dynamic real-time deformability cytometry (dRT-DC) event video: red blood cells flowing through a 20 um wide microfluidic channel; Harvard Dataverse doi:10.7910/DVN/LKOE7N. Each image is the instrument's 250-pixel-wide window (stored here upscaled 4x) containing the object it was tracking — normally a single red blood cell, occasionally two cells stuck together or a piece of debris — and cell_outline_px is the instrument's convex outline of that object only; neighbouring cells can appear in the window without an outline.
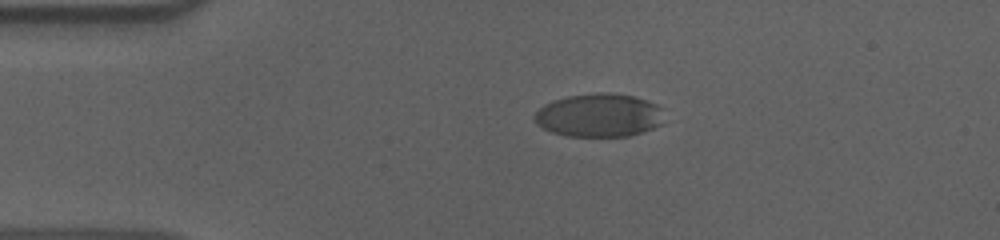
{"species": "human", "species_latin": "Homo sapiens", "temperature_condition": "cold", "stored_images_in_passage": 46, "camera_frame_rate_fps": 3000, "um_per_image_px": 0.085, "donor": {"sex": "male"}, "frame": {"image": 1, "passage_image": 1, "time_ms": 0.0, "image_size_px": [1000, 240], "cell_outline_px": [[664, 124], [628, 136], [568, 136], [552, 132], [536, 124], [532, 116], [544, 104], [552, 100], [568, 96], [596, 92], [608, 92], [632, 96], [656, 104], [660, 108]], "centroid_in_image_um": [50.88, 9.79], "position_along_channel_um": 34.1, "area_um2": 32.71}}
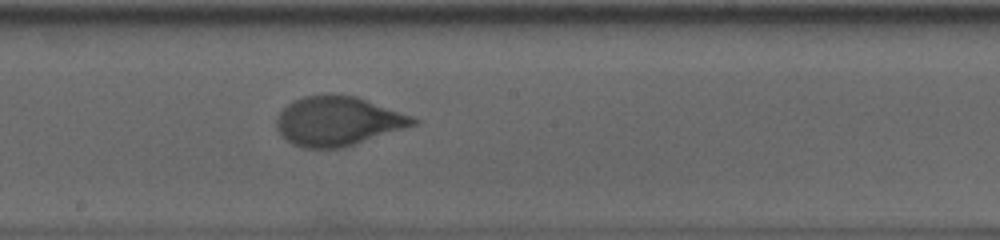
{"frame": {"image": 2, "passage_image": 20, "time_ms": 6.333, "image_size_px": [1000, 240], "cell_outline_px": [[420, 120], [416, 124], [340, 148], [304, 148], [292, 144], [276, 128], [276, 120], [280, 112], [292, 100], [304, 96], [328, 92], [356, 96], [412, 116]], "centroid_in_image_um": [28.68, 10.26], "position_along_channel_um": 219.5, "area_um2": 39.02}}
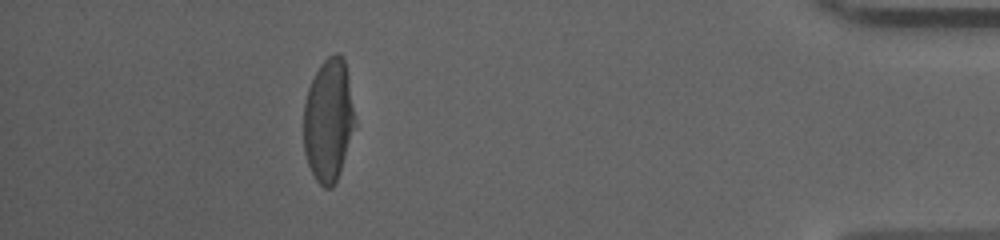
{"frame": {"image": 3, "passage_image": 40, "time_ms": 13.0, "image_size_px": [1000, 240], "cell_outline_px": [[356, 128], [336, 184], [332, 188], [324, 188], [316, 180], [308, 164], [304, 152], [304, 104], [308, 88], [320, 64], [328, 56], [336, 52], [340, 52], [344, 60], [348, 76], [356, 120]], "centroid_in_image_um": [27.94, 10.24], "position_along_channel_um": 407.3, "area_um2": 37.22}, "authors_computed_cell_mechanics": {"area_um2": 38.5526, "velocity_mm_per_s": 3.6088, "shape_relaxation_time_tau1_ms": 4.6373, "shape_relaxation_time_tau2_ms": null, "deformation_change_tau1": 0.2048, "deformation_change_tau2": null}}